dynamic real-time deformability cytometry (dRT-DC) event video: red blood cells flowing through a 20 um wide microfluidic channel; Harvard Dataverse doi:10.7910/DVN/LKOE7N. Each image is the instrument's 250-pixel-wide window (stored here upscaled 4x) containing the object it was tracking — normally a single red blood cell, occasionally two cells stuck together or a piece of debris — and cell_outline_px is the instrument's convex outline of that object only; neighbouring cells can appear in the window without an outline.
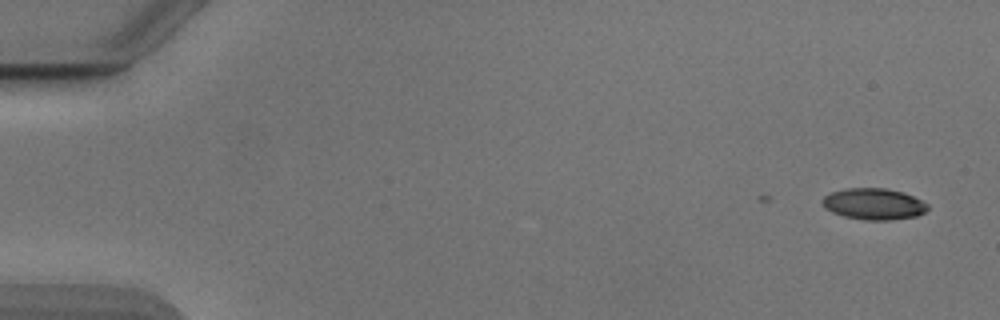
{"species": "Egyptian fruit bat (a non-hibernating species)", "species_latin": "Rousettus aegyptiacus", "temperature_condition": "cold", "stored_images_in_passage": 3, "camera_frame_rate_fps": 3000, "um_per_image_px": 0.085, "animal": {"sex": "male"}, "frame": {"image": 1, "passage_image": 1, "time_ms": 0.0, "image_size_px": [1000, 320], "cell_outline_px": [[928, 208], [924, 212], [916, 216], [892, 220], [864, 220], [844, 216], [832, 212], [824, 208], [824, 196], [832, 192], [848, 188], [884, 188], [904, 192], [928, 204]], "centroid_in_image_um": [74.28, 17.34], "position_along_channel_um": 10.7, "area_um2": 19.07}}